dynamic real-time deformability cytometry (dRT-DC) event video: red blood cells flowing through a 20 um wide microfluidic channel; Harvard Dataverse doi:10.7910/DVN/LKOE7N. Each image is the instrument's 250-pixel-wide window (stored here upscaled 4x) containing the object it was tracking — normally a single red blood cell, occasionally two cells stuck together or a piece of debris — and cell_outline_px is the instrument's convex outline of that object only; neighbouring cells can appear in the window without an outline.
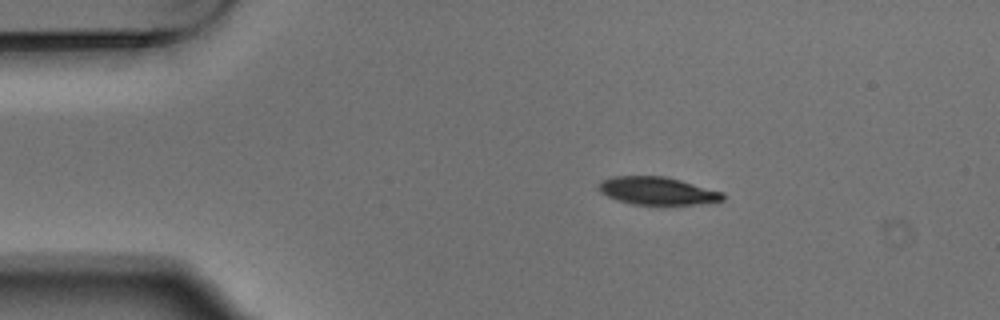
{"species": "Egyptian fruit bat (a non-hibernating species)", "species_latin": "Rousettus aegyptiacus", "temperature_condition": "warm", "stored_images_in_passage": 7, "camera_frame_rate_fps": 3000, "um_per_image_px": 0.085, "animal": {"sex": "male"}, "frame": {"image": 1, "passage_image": 2, "time_ms": 0.333, "image_size_px": [1000, 320], "cell_outline_px": [[724, 200], [696, 204], [664, 208], [632, 204], [608, 196], [600, 192], [600, 180], [612, 176], [664, 176], [680, 180], [724, 192]], "centroid_in_image_um": [55.91, 16.26], "position_along_channel_um": 29.1, "area_um2": 20.75}}
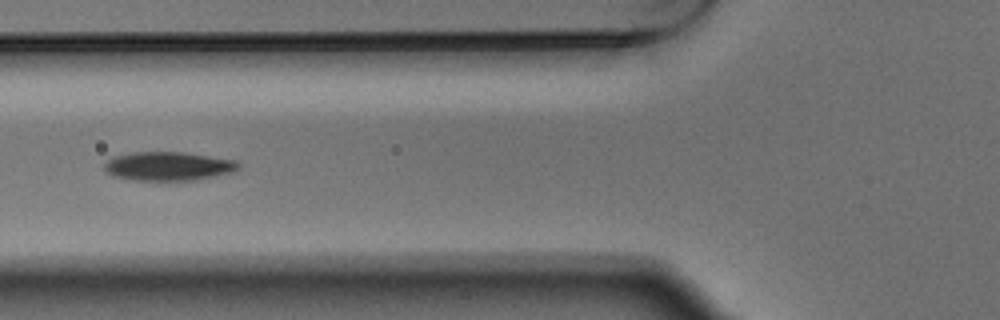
{"frame": {"image": 2, "passage_image": 5, "time_ms": 1.333, "image_size_px": [1000, 320], "cell_outline_px": [[240, 168], [232, 172], [216, 176], [196, 180], [132, 180], [112, 176], [104, 172], [104, 164], [112, 156], [132, 152], [184, 152], [236, 160], [240, 164]], "centroid_in_image_um": [14.28, 14.12], "position_along_channel_um": 111.5, "area_um2": 22.77}}
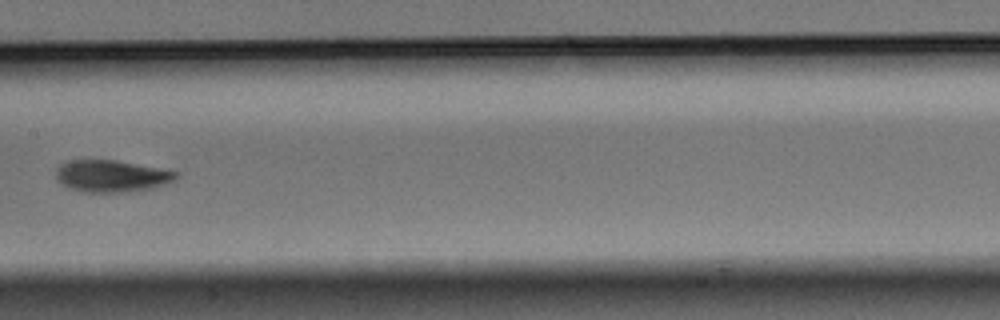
{"frame": {"image": 3, "passage_image": 7, "time_ms": 2.0, "image_size_px": [1000, 320], "cell_outline_px": [[180, 176], [176, 180], [152, 188], [128, 192], [84, 192], [60, 184], [56, 176], [56, 168], [60, 164], [68, 160], [116, 160], [180, 172]], "centroid_in_image_um": [9.5, 14.96], "position_along_channel_um": 197.9, "area_um2": 22.43}}